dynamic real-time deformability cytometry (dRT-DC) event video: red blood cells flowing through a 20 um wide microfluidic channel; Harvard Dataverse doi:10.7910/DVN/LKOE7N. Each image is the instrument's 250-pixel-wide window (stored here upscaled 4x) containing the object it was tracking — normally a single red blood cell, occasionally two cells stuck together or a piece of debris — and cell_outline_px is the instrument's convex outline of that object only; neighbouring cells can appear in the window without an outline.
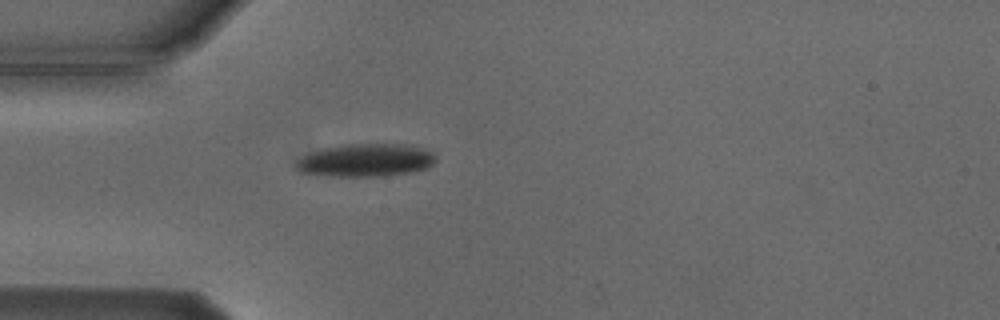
{"species": "Egyptian fruit bat (a non-hibernating species)", "species_latin": "Rousettus aegyptiacus", "temperature_condition": "cold", "stored_images_in_passage": 1, "camera_frame_rate_fps": 3000, "um_per_image_px": 0.085, "animal": {"sex": "male"}, "frame": {"image": 1, "passage_image": 1, "time_ms": 0.0, "image_size_px": [1000, 320], "cell_outline_px": [[436, 160], [432, 164], [424, 168], [412, 172], [384, 176], [324, 176], [300, 172], [296, 168], [296, 160], [312, 152], [324, 148], [348, 144], [412, 144], [424, 148], [432, 152], [436, 156]], "centroid_in_image_um": [31.11, 13.62], "position_along_channel_um": 53.9, "area_um2": 26.88}}